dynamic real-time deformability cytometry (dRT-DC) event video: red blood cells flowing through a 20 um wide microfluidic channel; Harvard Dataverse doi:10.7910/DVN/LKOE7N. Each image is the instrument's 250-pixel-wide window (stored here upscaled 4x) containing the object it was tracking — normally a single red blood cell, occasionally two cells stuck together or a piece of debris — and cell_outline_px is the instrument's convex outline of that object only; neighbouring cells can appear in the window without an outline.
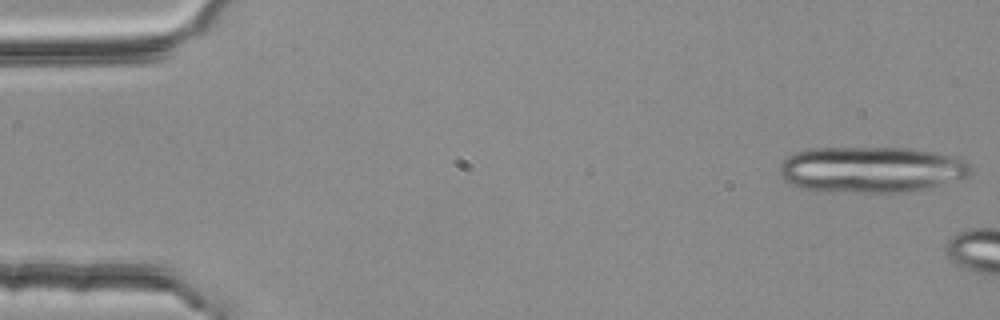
{"species": "common noctule bat (a hibernating species)", "species_latin": "Nyctalus noctula", "temperature_condition": "room temperature", "stored_images_in_passage": 3, "camera_frame_rate_fps": 3000, "um_per_image_px": 0.085, "animal": {"sex": "female", "body_mass_g": 25.1}, "frame": {"image": 1, "passage_image": 1, "time_ms": 0.0, "image_size_px": [1000, 320], "cell_outline_px": [[972, 172], [968, 176], [924, 188], [900, 192], [856, 192], [800, 188], [784, 180], [780, 176], [780, 164], [788, 156], [796, 152], [808, 148], [912, 148], [936, 152], [952, 156], [964, 160], [972, 164]], "centroid_in_image_um": [74.06, 14.39], "position_along_channel_um": 10.9, "area_um2": 50.92}}